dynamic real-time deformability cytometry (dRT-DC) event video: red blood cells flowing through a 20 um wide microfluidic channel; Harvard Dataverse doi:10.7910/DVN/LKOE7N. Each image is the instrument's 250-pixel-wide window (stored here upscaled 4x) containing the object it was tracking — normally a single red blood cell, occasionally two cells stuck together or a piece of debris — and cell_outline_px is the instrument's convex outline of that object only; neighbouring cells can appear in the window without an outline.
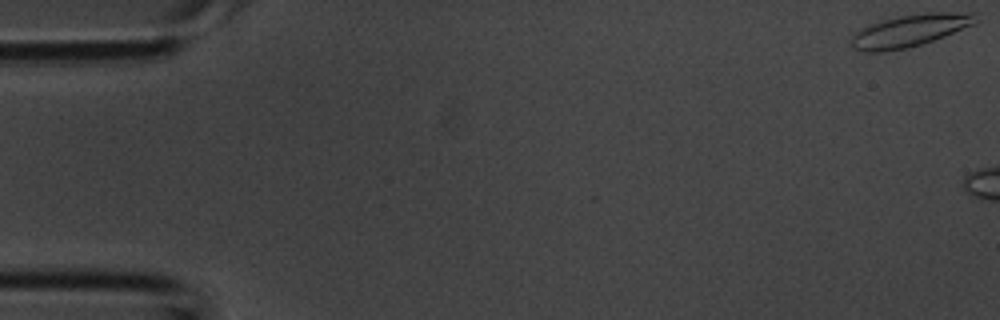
{"species": "common noctule bat (a hibernating species)", "species_latin": "Nyctalus noctula", "temperature_condition": "room temperature", "stored_images_in_passage": 3, "camera_frame_rate_fps": 3000, "um_per_image_px": 0.085, "animal": {"sex": "male", "body_mass_g": 20.1, "forearm_length_mm": 53.5}, "frame": {"image": 1, "passage_image": 1, "time_ms": 0.0, "image_size_px": [1000, 320], "cell_outline_px": [[984, 20], [976, 24], [944, 36], [908, 48], [884, 52], [860, 52], [852, 48], [852, 36], [856, 32], [872, 24], [884, 20], [900, 16], [928, 12], [980, 12]], "centroid_in_image_um": [77.48, 2.59], "position_along_channel_um": 7.5, "area_um2": 23.7}}